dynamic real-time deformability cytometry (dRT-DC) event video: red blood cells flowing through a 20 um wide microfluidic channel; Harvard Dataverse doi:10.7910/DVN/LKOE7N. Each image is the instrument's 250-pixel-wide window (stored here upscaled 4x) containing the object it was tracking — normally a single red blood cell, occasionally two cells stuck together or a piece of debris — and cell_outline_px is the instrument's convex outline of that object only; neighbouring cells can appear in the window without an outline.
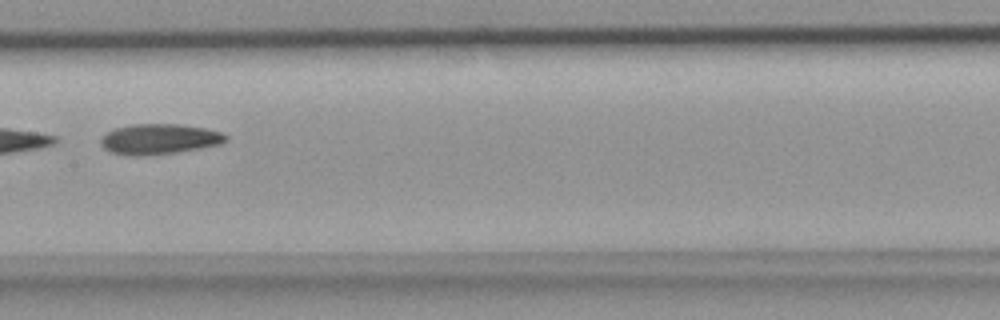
{"species": "common noctule bat (a hibernating species)", "species_latin": "Nyctalus noctula", "temperature_condition": "room temperature", "stored_images_in_passage": 30, "camera_frame_rate_fps": 3000, "um_per_image_px": 0.085, "animal": {"sex": "female", "body_mass_g": 18.4}, "frame": {"image": 1, "passage_image": 9, "time_ms": 2.667, "image_size_px": [1000, 320], "cell_outline_px": [[228, 140], [220, 144], [200, 148], [176, 152], [144, 156], [128, 156], [112, 152], [104, 148], [100, 144], [100, 140], [108, 132], [116, 128], [132, 124], [176, 124], [204, 128], [220, 132], [228, 136]], "centroid_in_image_um": [13.53, 11.83], "position_along_channel_um": 193.9, "area_um2": 22.02}}